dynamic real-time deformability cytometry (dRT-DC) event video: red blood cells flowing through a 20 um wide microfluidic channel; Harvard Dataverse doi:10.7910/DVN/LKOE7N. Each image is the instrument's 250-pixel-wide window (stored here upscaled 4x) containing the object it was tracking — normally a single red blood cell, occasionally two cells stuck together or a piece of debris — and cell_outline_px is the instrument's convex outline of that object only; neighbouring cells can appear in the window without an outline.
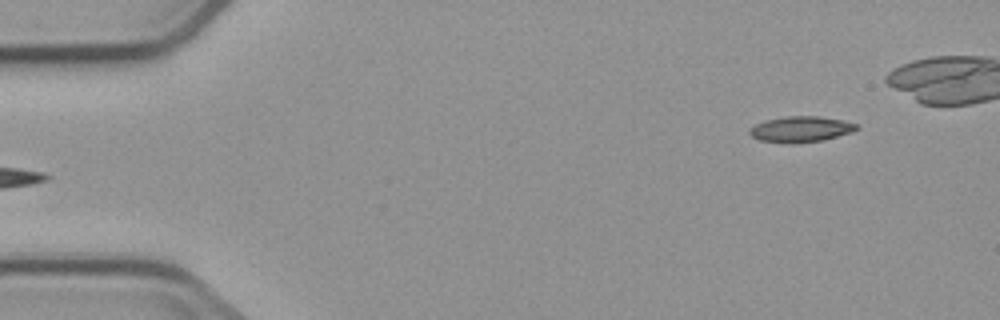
{"species": "common noctule bat (a hibernating species)", "species_latin": "Nyctalus noctula", "temperature_condition": "cold", "stored_images_in_passage": 5, "segment_of_instrument_passage": [2, 2], "camera_frame_rate_fps": 3000, "um_per_image_px": 0.085, "animal": {"sex": "male", "body_mass_g": 23.1, "forearm_length_mm": 52.7}, "frame": {"image": 1, "passage_image": 5, "time_ms": 5.667, "image_size_px": [1000, 320], "cell_outline_px": [[860, 128], [852, 132], [824, 140], [792, 144], [760, 140], [752, 136], [748, 132], [756, 124], [768, 120], [784, 116], [816, 116], [840, 120], [856, 124]], "centroid_in_image_um": [68.08, 10.99], "position_along_channel_um": 16.9, "area_um2": 15.9}}